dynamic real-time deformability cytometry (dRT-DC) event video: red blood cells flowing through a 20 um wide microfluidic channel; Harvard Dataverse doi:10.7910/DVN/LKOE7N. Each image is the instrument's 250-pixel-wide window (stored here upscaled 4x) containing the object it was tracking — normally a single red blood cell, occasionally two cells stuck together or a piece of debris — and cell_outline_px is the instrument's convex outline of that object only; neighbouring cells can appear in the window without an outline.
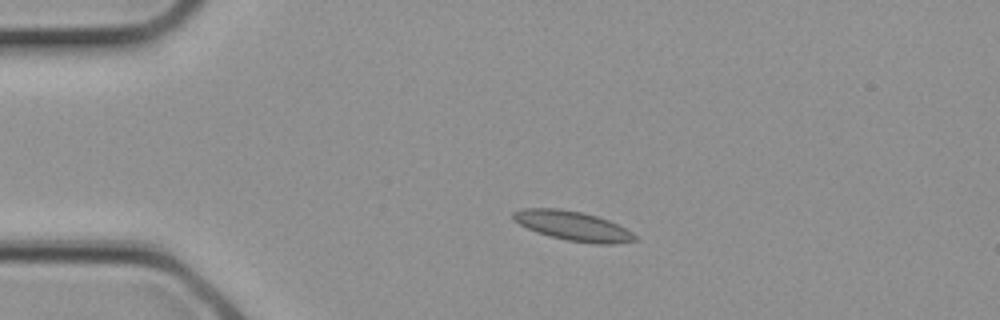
{"species": "common noctule bat (a hibernating species)", "species_latin": "Nyctalus noctula", "temperature_condition": "cold", "stored_images_in_passage": 3, "camera_frame_rate_fps": 3000, "um_per_image_px": 0.085, "animal": {"sex": "female", "body_mass_g": 21.9}, "frame": {"image": 1, "passage_image": 2, "time_ms": 0.333, "image_size_px": [1000, 320], "cell_outline_px": [[636, 240], [616, 244], [596, 244], [568, 240], [548, 236], [536, 232], [512, 220], [512, 212], [520, 208], [556, 208], [580, 212], [596, 216], [608, 220], [632, 232], [636, 236]], "centroid_in_image_um": [48.65, 19.2], "position_along_channel_um": 36.4, "area_um2": 20.81}}
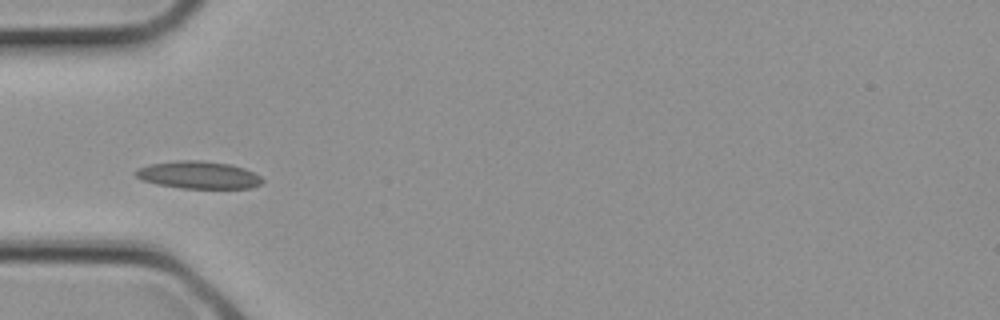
{"frame": {"image": 2, "passage_image": 3, "time_ms": 0.667, "image_size_px": [1000, 320], "cell_outline_px": [[264, 180], [260, 184], [252, 188], [180, 188], [156, 184], [140, 180], [132, 172], [136, 168], [148, 164], [176, 160], [200, 160], [228, 164], [244, 168], [260, 176]], "centroid_in_image_um": [16.8, 14.87], "position_along_channel_um": 68.2, "area_um2": 20.46}}